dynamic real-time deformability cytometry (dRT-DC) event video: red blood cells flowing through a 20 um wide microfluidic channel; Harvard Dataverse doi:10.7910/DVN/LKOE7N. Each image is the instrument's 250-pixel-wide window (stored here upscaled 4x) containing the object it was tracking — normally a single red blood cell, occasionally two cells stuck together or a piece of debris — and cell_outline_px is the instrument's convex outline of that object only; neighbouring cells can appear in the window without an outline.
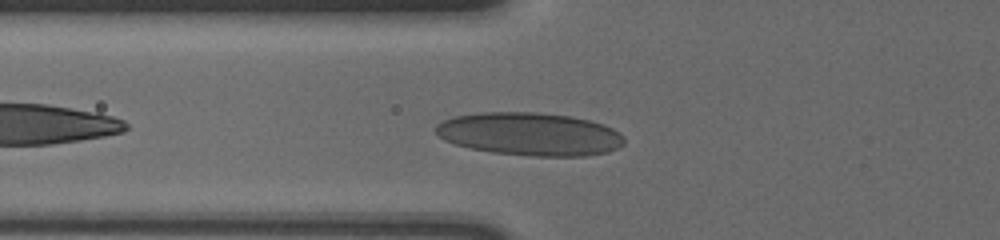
{"species": "human", "species_latin": "Homo sapiens", "temperature_condition": "cold", "stored_images_in_passage": 37, "camera_frame_rate_fps": 3000, "um_per_image_px": 0.085, "donor": {"sex": "male"}, "frame": {"image": 1, "passage_image": 5, "time_ms": 1.333, "image_size_px": [1000, 240], "cell_outline_px": [[624, 144], [608, 152], [584, 156], [528, 156], [492, 152], [472, 148], [456, 144], [444, 140], [436, 132], [436, 124], [452, 116], [480, 112], [536, 112], [572, 116], [604, 124], [612, 128], [624, 136]], "centroid_in_image_um": [45.04, 11.39], "position_along_channel_um": 80.8, "area_um2": 47.34}}
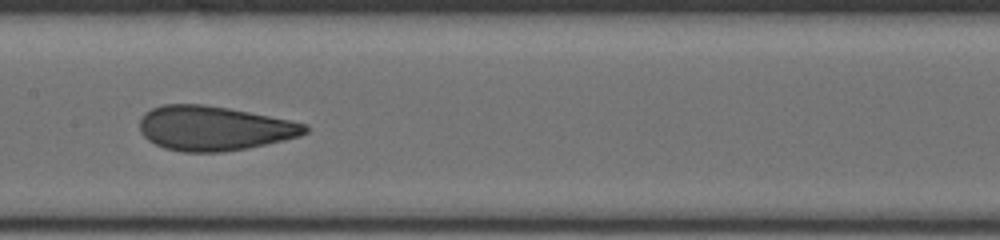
{"frame": {"image": 2, "passage_image": 14, "time_ms": 4.333, "image_size_px": [1000, 240], "cell_outline_px": [[308, 132], [300, 136], [284, 140], [248, 148], [220, 152], [184, 152], [164, 148], [148, 140], [140, 132], [140, 120], [144, 112], [152, 108], [164, 104], [204, 104], [228, 108], [288, 120], [304, 124], [308, 128]], "centroid_in_image_um": [18.15, 10.9], "position_along_channel_um": 189.3, "area_um2": 42.71}}
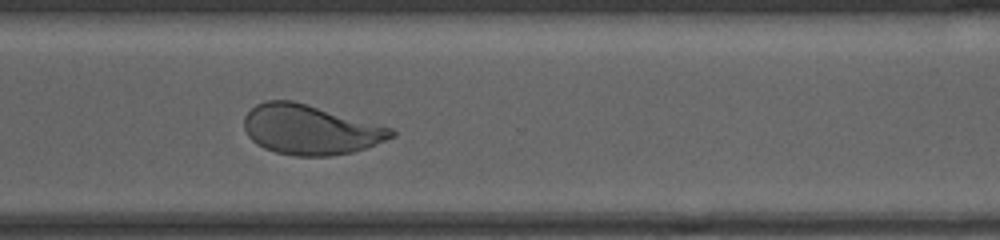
{"frame": {"image": 3, "passage_image": 27, "time_ms": 8.667, "image_size_px": [1000, 240], "cell_outline_px": [[396, 136], [364, 148], [352, 152], [328, 156], [296, 156], [276, 152], [264, 148], [256, 144], [248, 136], [244, 128], [244, 116], [256, 104], [268, 100], [292, 100], [392, 128], [396, 132]], "centroid_in_image_um": [26.34, 11.02], "position_along_channel_um": 344.3, "area_um2": 42.37}, "authors_computed_cell_mechanics": {"area_um2": 42.7142, "velocity_mm_per_s": 3.5991, "shape_relaxation_time_tau1_ms": 7.4535, "shape_relaxation_time_tau2_ms": 0.8531, "deformation_change_tau1": 0.2005, "deformation_change_tau2": 0.0608}}